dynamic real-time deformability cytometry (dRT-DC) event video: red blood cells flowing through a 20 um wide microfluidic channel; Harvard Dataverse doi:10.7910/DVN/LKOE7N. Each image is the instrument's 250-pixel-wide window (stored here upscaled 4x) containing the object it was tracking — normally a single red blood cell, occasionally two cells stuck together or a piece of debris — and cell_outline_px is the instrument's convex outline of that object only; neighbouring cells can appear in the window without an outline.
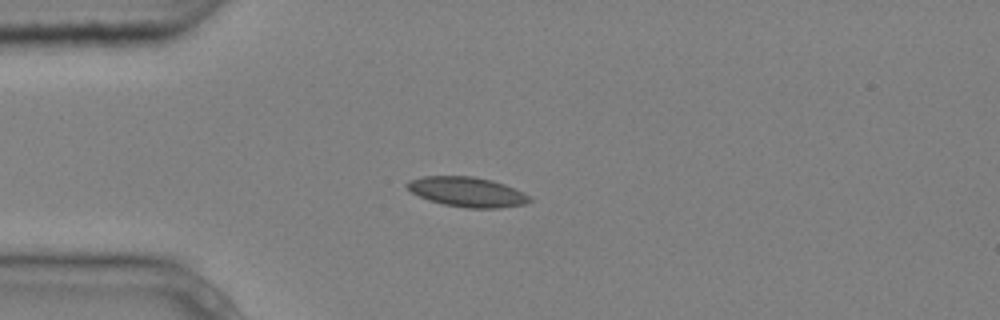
{"species": "common noctule bat (a hibernating species)", "species_latin": "Nyctalus noctula", "temperature_condition": "cold", "stored_images_in_passage": 8, "camera_frame_rate_fps": 3000, "um_per_image_px": 0.085, "animal": {"sex": "male", "body_mass_g": 20.4}, "frame": {"image": 1, "passage_image": 4, "time_ms": 1.0, "image_size_px": [1000, 320], "cell_outline_px": [[532, 200], [524, 204], [496, 208], [468, 208], [444, 204], [428, 200], [412, 192], [404, 184], [408, 180], [424, 176], [472, 176], [492, 180], [504, 184], [524, 192], [532, 196]], "centroid_in_image_um": [39.72, 16.3], "position_along_channel_um": 45.3, "area_um2": 21.27}}
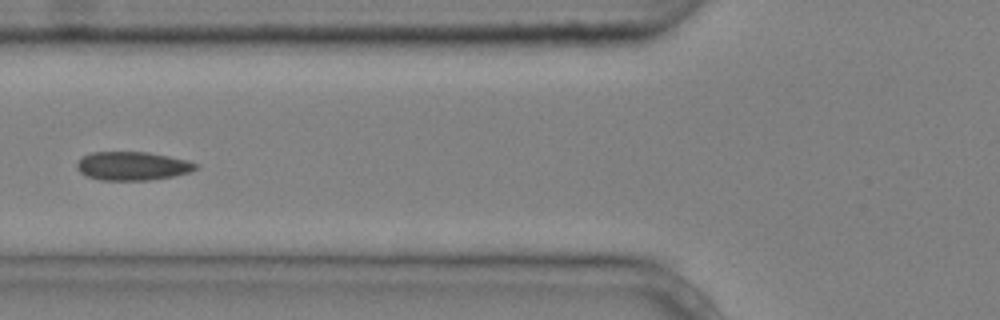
{"frame": {"image": 2, "passage_image": 6, "time_ms": 1.667, "image_size_px": [1000, 320], "cell_outline_px": [[200, 168], [188, 172], [172, 176], [148, 180], [100, 180], [88, 176], [80, 172], [76, 168], [76, 164], [84, 156], [92, 152], [148, 152], [188, 160], [200, 164]], "centroid_in_image_um": [11.29, 14.1], "position_along_channel_um": 114.5, "area_um2": 19.77}}